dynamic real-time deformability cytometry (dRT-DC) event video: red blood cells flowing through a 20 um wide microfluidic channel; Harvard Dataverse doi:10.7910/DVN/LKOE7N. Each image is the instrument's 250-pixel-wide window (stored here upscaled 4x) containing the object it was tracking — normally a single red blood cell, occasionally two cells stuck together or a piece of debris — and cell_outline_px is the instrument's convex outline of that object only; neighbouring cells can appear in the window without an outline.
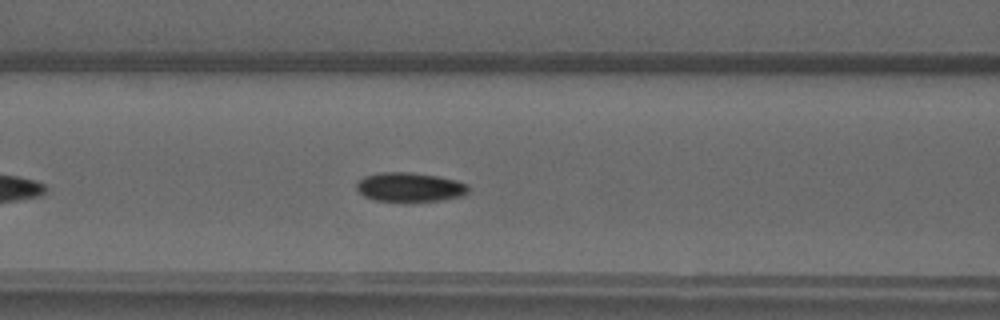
{"species": "common noctule bat (a hibernating species)", "species_latin": "Nyctalus noctula", "temperature_condition": "warm", "stored_images_in_passage": 31, "camera_frame_rate_fps": 3000, "um_per_image_px": 0.085, "animal": {"sex": "male", "forearm_length_mm": 52.5}, "frame": {"image": 1, "passage_image": 10, "time_ms": 3.0, "image_size_px": [1000, 320], "cell_outline_px": [[468, 192], [464, 196], [440, 200], [404, 204], [376, 200], [364, 196], [356, 188], [356, 180], [364, 176], [380, 172], [408, 172], [436, 176], [456, 180], [468, 184]], "centroid_in_image_um": [34.81, 15.94], "position_along_channel_um": 131.8, "area_um2": 19.71}}
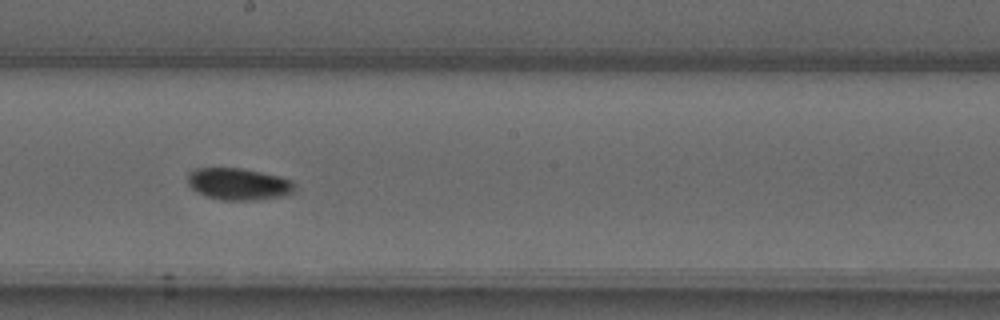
{"frame": {"image": 2, "passage_image": 17, "time_ms": 5.333, "image_size_px": [1000, 320], "cell_outline_px": [[296, 192], [284, 196], [256, 200], [220, 200], [196, 192], [188, 184], [188, 172], [196, 168], [244, 168], [280, 176], [292, 180], [296, 188]], "centroid_in_image_um": [20.31, 15.64], "position_along_channel_um": 227.9, "area_um2": 20.17}}
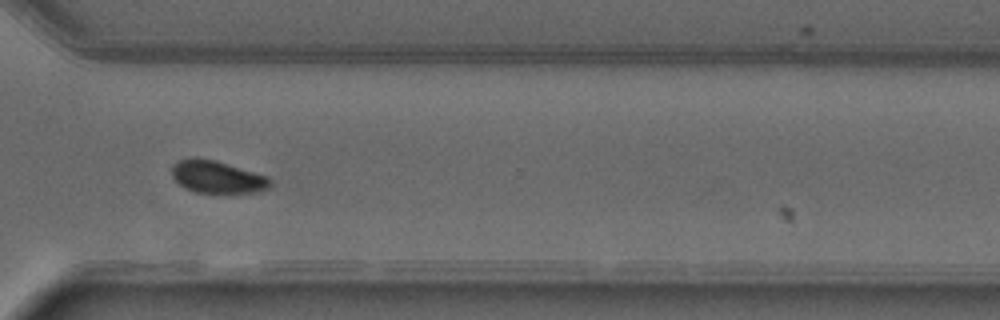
{"frame": {"image": 3, "passage_image": 26, "time_ms": 8.333, "image_size_px": [1000, 320], "cell_outline_px": [[272, 184], [268, 188], [256, 192], [196, 192], [184, 188], [172, 176], [172, 164], [180, 160], [196, 156], [216, 160], [268, 176], [272, 180]], "centroid_in_image_um": [18.46, 15.01], "position_along_channel_um": 352.1, "area_um2": 18.61}}